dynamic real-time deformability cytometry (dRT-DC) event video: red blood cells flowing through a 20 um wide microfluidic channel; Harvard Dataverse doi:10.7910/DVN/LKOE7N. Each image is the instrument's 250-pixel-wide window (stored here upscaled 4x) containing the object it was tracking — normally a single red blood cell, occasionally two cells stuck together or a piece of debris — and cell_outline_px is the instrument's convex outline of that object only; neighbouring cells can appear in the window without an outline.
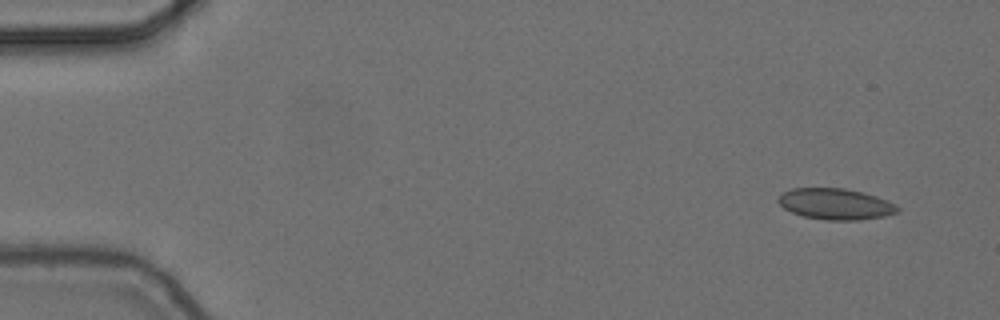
{"species": "common noctule bat (a hibernating species)", "species_latin": "Nyctalus noctula", "temperature_condition": "cold", "stored_images_in_passage": 13, "camera_frame_rate_fps": 3000, "um_per_image_px": 0.085, "animal": {"sex": "female", "body_mass_g": 24.6, "forearm_length_mm": 56.2}, "frame": {"image": 1, "passage_image": 1, "time_ms": 0.0, "image_size_px": [1000, 320], "cell_outline_px": [[900, 212], [884, 216], [860, 220], [824, 220], [804, 216], [792, 212], [784, 208], [776, 200], [784, 192], [792, 188], [844, 188], [876, 196], [888, 200], [896, 204], [900, 208]], "centroid_in_image_um": [71.05, 17.34], "position_along_channel_um": 13.9, "area_um2": 21.62}}
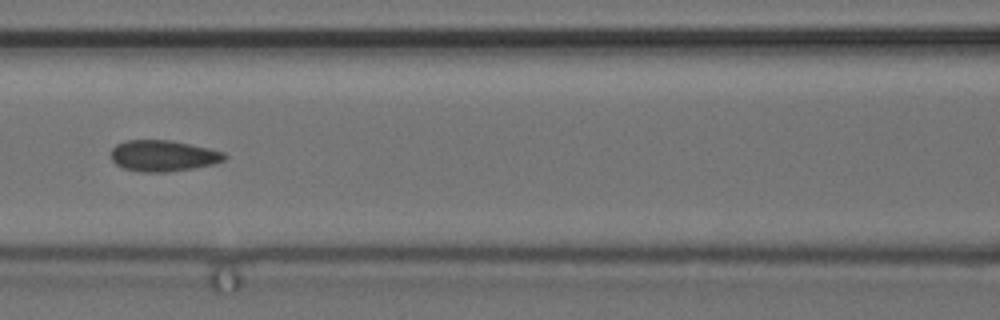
{"frame": {"image": 2, "passage_image": 5, "time_ms": 1.333, "image_size_px": [1000, 320], "cell_outline_px": [[228, 156], [224, 160], [216, 164], [168, 172], [140, 172], [124, 168], [116, 164], [112, 160], [112, 148], [116, 144], [128, 140], [172, 140], [208, 148], [224, 152]], "centroid_in_image_um": [13.89, 13.24], "position_along_channel_um": 152.7, "area_um2": 20.63}}
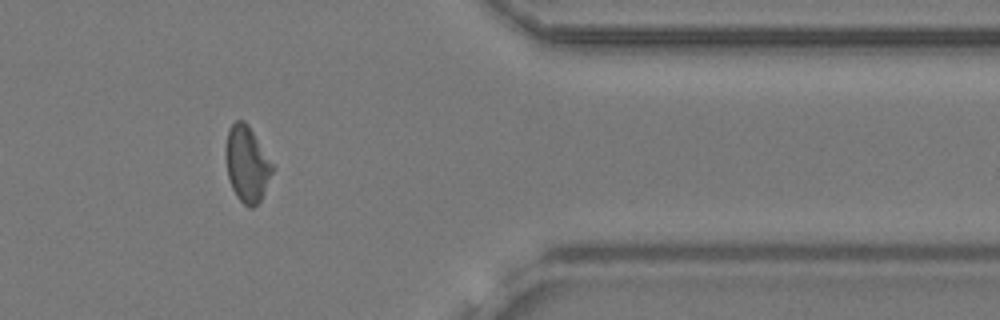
{"frame": {"image": 3, "passage_image": 11, "time_ms": 3.333, "image_size_px": [1000, 320], "cell_outline_px": [[276, 168], [260, 200], [252, 208], [248, 208], [236, 196], [232, 188], [228, 176], [224, 156], [224, 148], [228, 128], [236, 120], [244, 120], [248, 124]], "centroid_in_image_um": [20.98, 13.92], "position_along_channel_um": 390.4, "area_um2": 21.04}}